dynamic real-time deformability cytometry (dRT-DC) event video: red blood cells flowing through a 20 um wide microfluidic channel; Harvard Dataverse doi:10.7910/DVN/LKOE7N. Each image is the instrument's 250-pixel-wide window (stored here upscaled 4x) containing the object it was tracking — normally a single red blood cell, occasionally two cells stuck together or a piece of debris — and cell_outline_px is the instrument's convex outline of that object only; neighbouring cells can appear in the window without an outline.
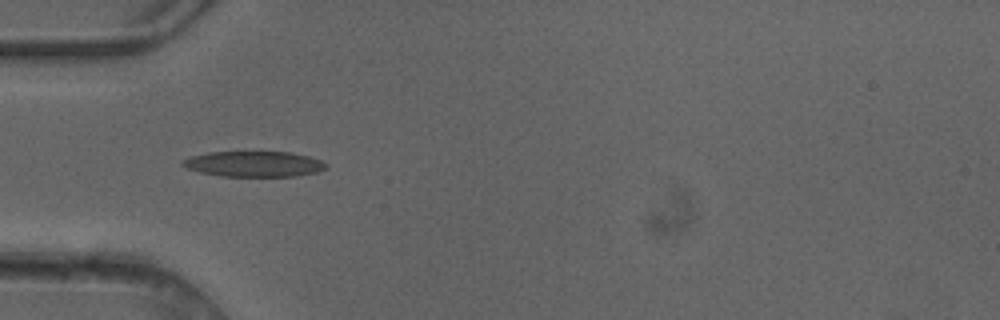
{"species": "common noctule bat (a hibernating species)", "species_latin": "Nyctalus noctula", "temperature_condition": "cold", "stored_images_in_passage": 8, "camera_frame_rate_fps": 3000, "um_per_image_px": 0.085, "animal": {"sex": "female"}, "frame": {"image": 1, "passage_image": 4, "time_ms": 1.0, "image_size_px": [1000, 320], "cell_outline_px": [[328, 168], [316, 172], [296, 176], [220, 176], [200, 172], [188, 168], [180, 164], [180, 160], [188, 156], [208, 152], [292, 152], [308, 156], [320, 160], [328, 164]], "centroid_in_image_um": [21.56, 13.93], "position_along_channel_um": 63.4, "area_um2": 21.5}}
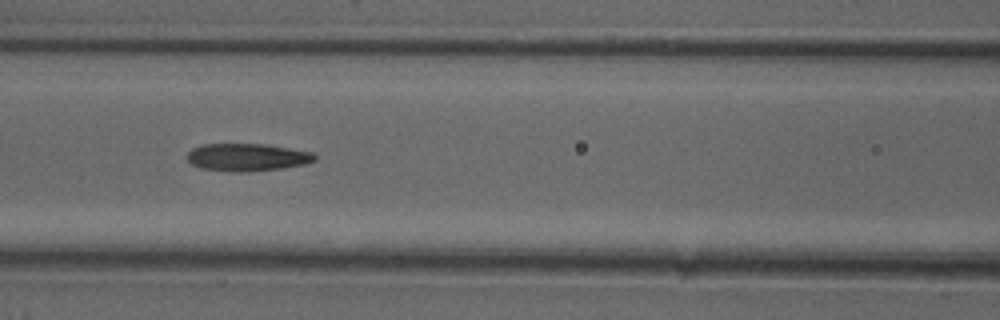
{"frame": {"image": 2, "passage_image": 6, "time_ms": 1.667, "image_size_px": [1000, 320], "cell_outline_px": [[316, 160], [304, 164], [280, 168], [248, 172], [232, 172], [200, 168], [192, 164], [188, 160], [188, 152], [192, 148], [204, 144], [268, 144], [312, 152], [316, 156]], "centroid_in_image_um": [21.01, 13.36], "position_along_channel_um": 145.6, "area_um2": 20.52}}
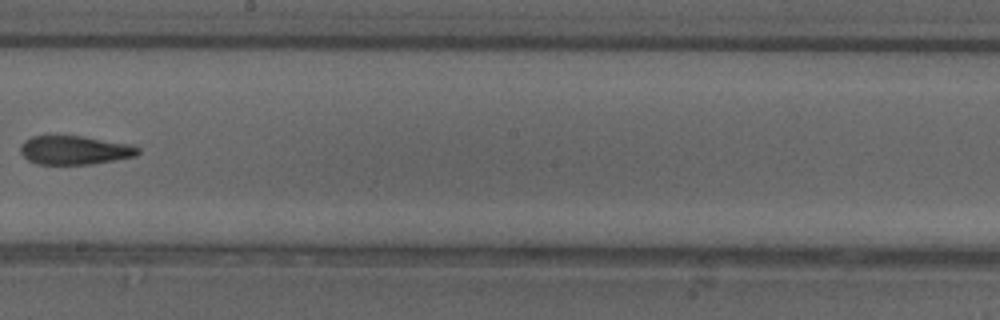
{"frame": {"image": 3, "passage_image": 8, "time_ms": 2.333, "image_size_px": [1000, 320], "cell_outline_px": [[140, 152], [136, 156], [92, 164], [40, 164], [28, 160], [20, 152], [20, 144], [24, 140], [32, 136], [84, 136], [136, 144], [140, 148]], "centroid_in_image_um": [6.4, 12.75], "position_along_channel_um": 241.8, "area_um2": 20.0}}